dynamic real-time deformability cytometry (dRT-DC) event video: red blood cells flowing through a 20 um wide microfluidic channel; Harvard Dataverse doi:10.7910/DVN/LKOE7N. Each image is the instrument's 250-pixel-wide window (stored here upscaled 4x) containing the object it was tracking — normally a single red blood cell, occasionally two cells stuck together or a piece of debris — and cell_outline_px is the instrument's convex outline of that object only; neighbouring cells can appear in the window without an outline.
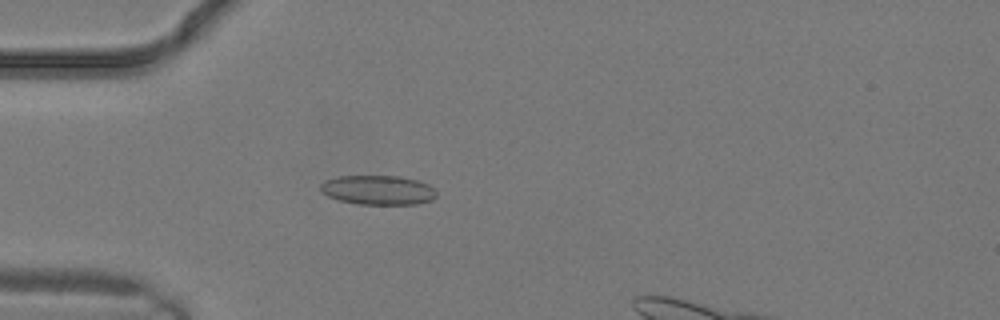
{"species": "common noctule bat (a hibernating species)", "species_latin": "Nyctalus noctula", "temperature_condition": "warm", "stored_images_in_passage": 2, "camera_frame_rate_fps": 3000, "um_per_image_px": 0.085, "animal": {"sex": "male", "body_mass_g": 19.2, "forearm_length_mm": 51.8}, "frame": {"image": 1, "passage_image": 1, "time_ms": 0.0, "image_size_px": [1000, 320], "cell_outline_px": [[436, 196], [432, 200], [416, 204], [360, 204], [340, 200], [328, 196], [320, 192], [320, 184], [324, 180], [340, 176], [400, 176], [416, 180], [428, 184], [436, 188]], "centroid_in_image_um": [32.14, 16.15], "position_along_channel_um": 52.9, "area_um2": 19.94}}